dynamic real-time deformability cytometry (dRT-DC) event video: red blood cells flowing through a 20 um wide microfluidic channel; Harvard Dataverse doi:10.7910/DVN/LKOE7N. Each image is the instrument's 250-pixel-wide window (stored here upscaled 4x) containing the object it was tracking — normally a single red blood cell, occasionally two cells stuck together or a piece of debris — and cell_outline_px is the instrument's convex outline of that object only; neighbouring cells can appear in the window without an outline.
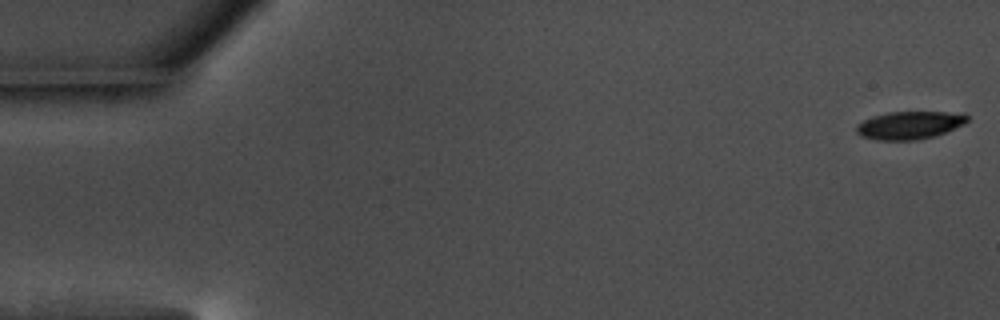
{"species": "common noctule bat (a hibernating species)", "species_latin": "Nyctalus noctula", "temperature_condition": "warm", "stored_images_in_passage": 18, "camera_frame_rate_fps": 3000, "um_per_image_px": 0.085, "animal": {"sex": "male", "body_mass_g": 17.5, "forearm_length_mm": 52.3}, "frame": {"image": 1, "passage_image": 1, "time_ms": 0.0, "image_size_px": [1000, 320], "cell_outline_px": [[968, 120], [964, 124], [936, 136], [916, 140], [876, 140], [860, 136], [856, 132], [856, 124], [872, 116], [888, 112], [964, 112], [968, 116]], "centroid_in_image_um": [77.31, 10.64], "position_along_channel_um": 7.7, "area_um2": 18.21}}
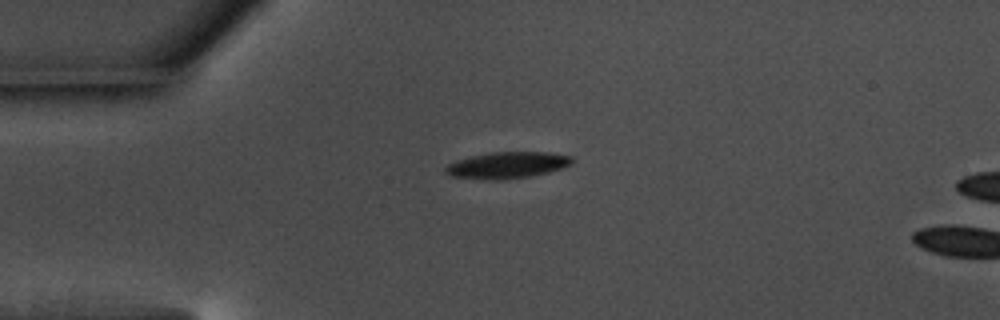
{"frame": {"image": 2, "passage_image": 14, "time_ms": 4.333, "image_size_px": [1000, 320], "cell_outline_px": [[572, 164], [564, 168], [532, 176], [504, 180], [488, 180], [452, 176], [444, 172], [444, 168], [448, 164], [456, 160], [488, 152], [548, 152], [572, 156]], "centroid_in_image_um": [43.12, 14.04], "position_along_channel_um": 41.9, "area_um2": 19.71}}